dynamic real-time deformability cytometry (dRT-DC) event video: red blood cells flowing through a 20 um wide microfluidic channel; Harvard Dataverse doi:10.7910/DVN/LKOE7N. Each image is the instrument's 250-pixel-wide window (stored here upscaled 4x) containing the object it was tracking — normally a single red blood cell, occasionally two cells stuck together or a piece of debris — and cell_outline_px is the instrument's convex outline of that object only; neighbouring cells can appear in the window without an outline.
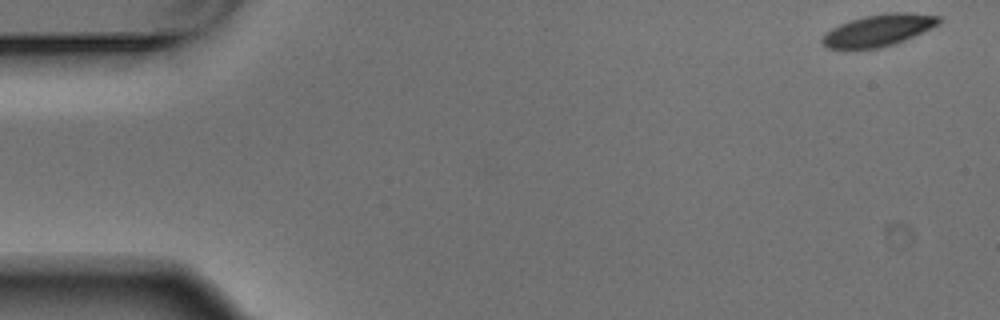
{"species": "Egyptian fruit bat (a non-hibernating species)", "species_latin": "Rousettus aegyptiacus", "temperature_condition": "warm", "stored_images_in_passage": 2, "segment_of_instrument_passage": [2, 2], "camera_frame_rate_fps": 3000, "um_per_image_px": 0.085, "animal": {"sex": "male"}, "frame": {"image": 1, "passage_image": 2, "time_ms": 0.333, "image_size_px": [1000, 320], "cell_outline_px": [[944, 20], [940, 24], [932, 28], [904, 40], [880, 48], [828, 48], [820, 40], [824, 32], [848, 20], [864, 16], [892, 12], [908, 12], [940, 16]], "centroid_in_image_um": [74.69, 2.55], "position_along_channel_um": 10.3, "area_um2": 21.62}}